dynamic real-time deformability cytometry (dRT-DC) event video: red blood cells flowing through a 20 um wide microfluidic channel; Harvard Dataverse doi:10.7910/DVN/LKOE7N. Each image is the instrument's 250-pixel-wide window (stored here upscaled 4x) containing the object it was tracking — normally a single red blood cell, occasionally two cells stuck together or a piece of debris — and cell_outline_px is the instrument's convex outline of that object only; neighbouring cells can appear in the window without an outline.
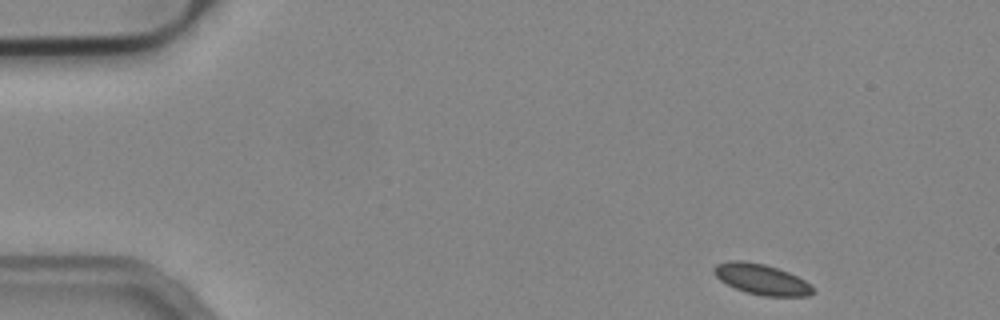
{"species": "common noctule bat (a hibernating species)", "species_latin": "Nyctalus noctula", "temperature_condition": "cold", "stored_images_in_passage": 49, "camera_frame_rate_fps": 3000, "um_per_image_px": 0.085, "animal": {"sex": "male", "body_mass_g": 19.2, "forearm_length_mm": 51.8}, "frame": {"image": 1, "passage_image": 1, "time_ms": 0.0, "image_size_px": [1000, 320], "cell_outline_px": [[816, 292], [808, 296], [764, 296], [744, 292], [720, 280], [712, 272], [712, 268], [716, 264], [732, 260], [744, 260], [764, 264], [788, 272], [804, 280]], "centroid_in_image_um": [64.7, 23.74], "position_along_channel_um": 20.3, "area_um2": 17.57}}
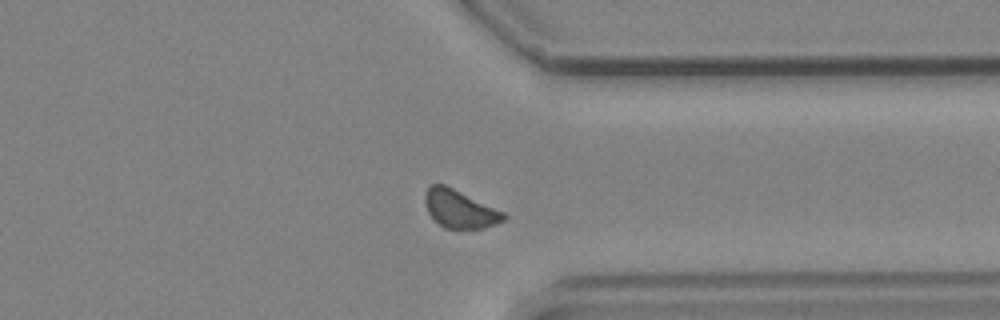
{"frame": {"image": 2, "passage_image": 37, "time_ms": 12.0, "image_size_px": [1000, 320], "cell_outline_px": [[508, 216], [504, 220], [484, 228], [444, 228], [428, 212], [424, 200], [424, 196], [428, 188], [432, 184], [444, 184], [504, 212]], "centroid_in_image_um": [39.08, 17.76], "position_along_channel_um": 372.3, "area_um2": 17.05}}
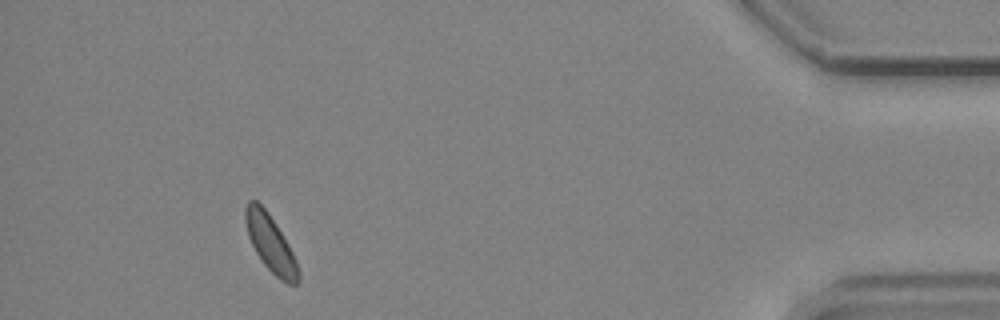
{"frame": {"image": 3, "passage_image": 45, "time_ms": 14.667, "image_size_px": [1000, 320], "cell_outline_px": [[300, 280], [296, 284], [288, 284], [280, 280], [264, 264], [256, 252], [248, 236], [244, 220], [244, 208], [248, 200], [256, 200], [268, 212], [288, 244], [296, 260], [300, 272]], "centroid_in_image_um": [22.98, 20.69], "position_along_channel_um": 412.2, "area_um2": 17.4}}